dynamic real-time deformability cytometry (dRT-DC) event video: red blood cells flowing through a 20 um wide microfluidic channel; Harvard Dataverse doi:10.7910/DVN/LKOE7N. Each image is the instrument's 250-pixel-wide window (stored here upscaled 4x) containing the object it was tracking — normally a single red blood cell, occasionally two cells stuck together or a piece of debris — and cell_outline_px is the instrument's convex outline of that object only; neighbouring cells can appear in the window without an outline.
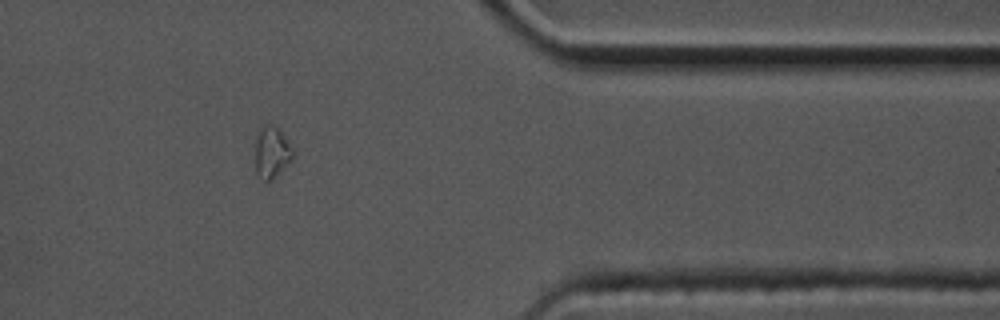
{"species": "common noctule bat (a hibernating species)", "species_latin": "Nyctalus noctula", "temperature_condition": "cold", "stored_images_in_passage": 57, "camera_frame_rate_fps": 3000, "um_per_image_px": 0.085, "animal": {"sex": "male", "body_mass_g": 17.5, "forearm_length_mm": 52.3}, "frame": {"image": 1, "passage_image": 47, "time_ms": 15.333, "image_size_px": [1000, 320], "cell_outline_px": [[292, 156], [276, 176], [268, 180], [264, 180], [256, 172], [256, 136], [260, 128], [264, 124], [268, 124], [276, 128], [280, 132], [292, 148]], "centroid_in_image_um": [23.05, 12.92], "position_along_channel_um": 388.3, "area_um2": 10.64}}
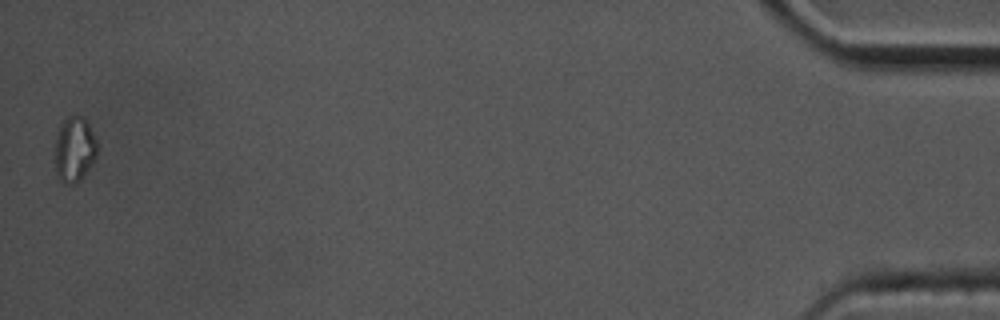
{"frame": {"image": 2, "passage_image": 57, "time_ms": 18.667, "image_size_px": [1000, 320], "cell_outline_px": [[96, 156], [92, 164], [84, 176], [76, 184], [64, 184], [60, 180], [56, 172], [56, 140], [60, 124], [68, 116], [84, 116], [96, 140]], "centroid_in_image_um": [6.33, 12.71], "position_along_channel_um": 428.9, "area_um2": 15.9}}